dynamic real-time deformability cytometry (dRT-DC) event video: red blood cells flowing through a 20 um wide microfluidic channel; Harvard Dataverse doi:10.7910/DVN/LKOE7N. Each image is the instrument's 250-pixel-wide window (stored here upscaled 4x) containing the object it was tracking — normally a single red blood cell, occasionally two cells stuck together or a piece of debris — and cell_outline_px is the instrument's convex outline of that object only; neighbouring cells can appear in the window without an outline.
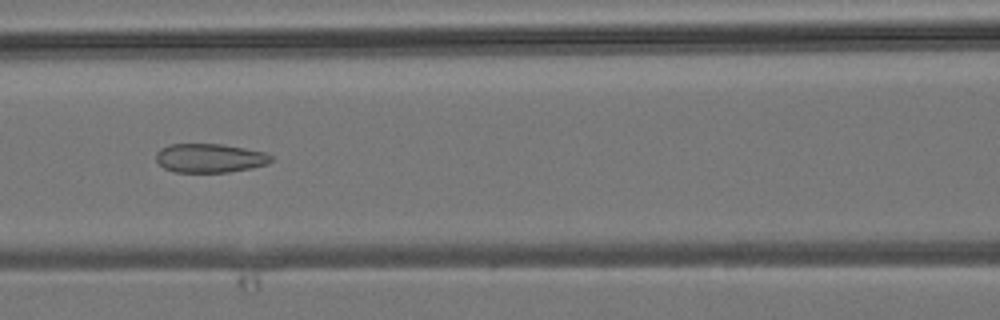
{"species": "common noctule bat (a hibernating species)", "species_latin": "Nyctalus noctula", "temperature_condition": "room temperature", "stored_images_in_passage": 4, "segment_of_instrument_passage": [1, 2], "camera_frame_rate_fps": 3000, "um_per_image_px": 0.085, "animal": {"sex": "male", "body_mass_g": 19.2, "forearm_length_mm": 51.8}, "frame": {"image": 1, "passage_image": 3, "time_ms": 2.0, "image_size_px": [1000, 320], "cell_outline_px": [[272, 160], [268, 164], [252, 168], [228, 172], [172, 172], [164, 168], [156, 160], [156, 152], [160, 148], [168, 144], [220, 144], [244, 148], [264, 152], [272, 156]], "centroid_in_image_um": [17.81, 13.44], "position_along_channel_um": 148.8, "area_um2": 19.48}}